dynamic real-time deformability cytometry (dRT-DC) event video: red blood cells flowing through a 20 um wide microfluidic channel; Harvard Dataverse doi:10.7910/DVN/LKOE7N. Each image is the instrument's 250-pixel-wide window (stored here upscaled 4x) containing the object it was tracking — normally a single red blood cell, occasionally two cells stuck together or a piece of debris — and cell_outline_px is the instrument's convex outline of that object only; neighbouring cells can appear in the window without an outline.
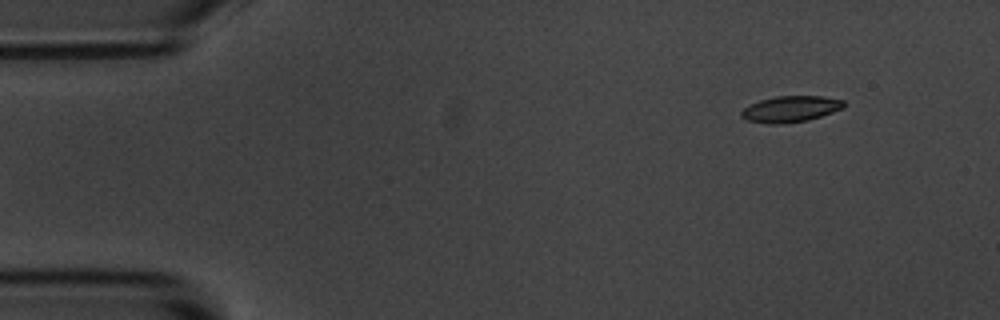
{"species": "common noctule bat (a hibernating species)", "species_latin": "Nyctalus noctula", "temperature_condition": "room temperature", "stored_images_in_passage": 51, "camera_frame_rate_fps": 3000, "um_per_image_px": 0.085, "animal": {"sex": "male", "body_mass_g": 20.1, "forearm_length_mm": 53.5}, "frame": {"image": 1, "passage_image": 1, "time_ms": 0.0, "image_size_px": [1000, 320], "cell_outline_px": [[844, 108], [808, 120], [784, 124], [768, 124], [748, 120], [740, 116], [740, 112], [744, 108], [760, 100], [776, 96], [824, 96], [844, 100]], "centroid_in_image_um": [67.2, 9.27], "position_along_channel_um": 17.8, "area_um2": 15.61}}
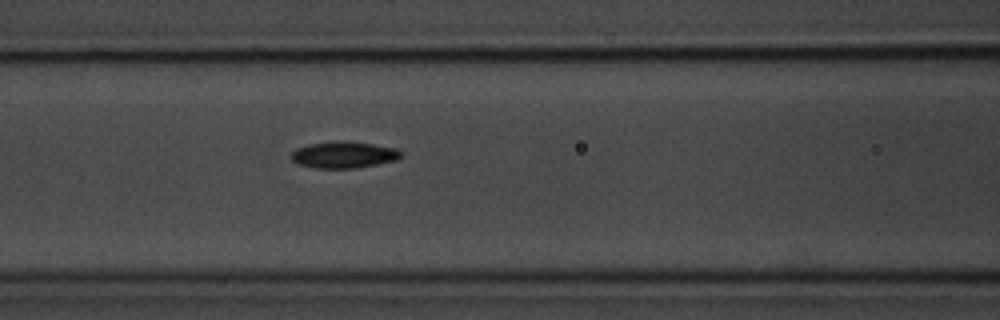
{"frame": {"image": 2, "passage_image": 18, "time_ms": 5.667, "image_size_px": [1000, 320], "cell_outline_px": [[400, 156], [396, 160], [376, 164], [352, 168], [316, 168], [296, 164], [292, 160], [292, 152], [296, 148], [308, 144], [344, 140], [372, 144], [396, 148], [400, 152]], "centroid_in_image_um": [29.17, 13.15], "position_along_channel_um": 137.4, "area_um2": 16.82}}
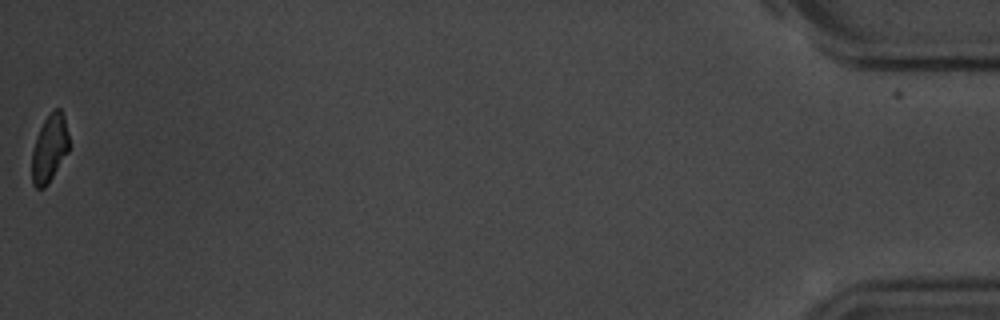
{"frame": {"image": 3, "passage_image": 50, "time_ms": 16.333, "image_size_px": [1000, 320], "cell_outline_px": [[68, 152], [48, 184], [44, 188], [36, 188], [32, 184], [32, 152], [40, 128], [44, 120], [56, 108], [60, 108], [64, 116], [68, 132]], "centroid_in_image_um": [4.21, 12.64], "position_along_channel_um": 431.0, "area_um2": 14.39}, "authors_computed_cell_mechanics": {"area_um2": 16.3574, "velocity_mm_per_s": 3.6703, "shape_relaxation_time_tau1_ms": 4.073, "shape_relaxation_time_tau2_ms": null, "deformation_change_tau1": 0.1297, "deformation_change_tau2": null}}